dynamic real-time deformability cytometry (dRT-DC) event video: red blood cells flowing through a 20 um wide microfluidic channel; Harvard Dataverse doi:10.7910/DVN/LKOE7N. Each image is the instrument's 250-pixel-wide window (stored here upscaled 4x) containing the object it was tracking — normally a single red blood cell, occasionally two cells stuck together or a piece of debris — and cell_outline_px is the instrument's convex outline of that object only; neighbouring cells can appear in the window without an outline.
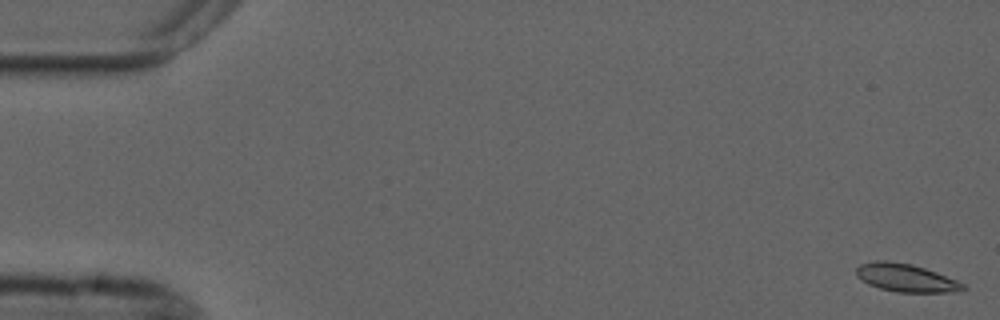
{"species": "common noctule bat (a hibernating species)", "species_latin": "Nyctalus noctula", "temperature_condition": "cold", "stored_images_in_passage": 8, "camera_frame_rate_fps": 3000, "um_per_image_px": 0.085, "animal": {"sex": "male", "forearm_length_mm": 52.5}, "frame": {"image": 1, "passage_image": 1, "time_ms": 0.0, "image_size_px": [1000, 320], "cell_outline_px": [[968, 288], [960, 292], [896, 292], [880, 288], [868, 284], [856, 276], [856, 268], [860, 264], [876, 260], [884, 260], [912, 264], [936, 272], [956, 280], [964, 284]], "centroid_in_image_um": [77.01, 23.62], "position_along_channel_um": 8.0, "area_um2": 17.46}}